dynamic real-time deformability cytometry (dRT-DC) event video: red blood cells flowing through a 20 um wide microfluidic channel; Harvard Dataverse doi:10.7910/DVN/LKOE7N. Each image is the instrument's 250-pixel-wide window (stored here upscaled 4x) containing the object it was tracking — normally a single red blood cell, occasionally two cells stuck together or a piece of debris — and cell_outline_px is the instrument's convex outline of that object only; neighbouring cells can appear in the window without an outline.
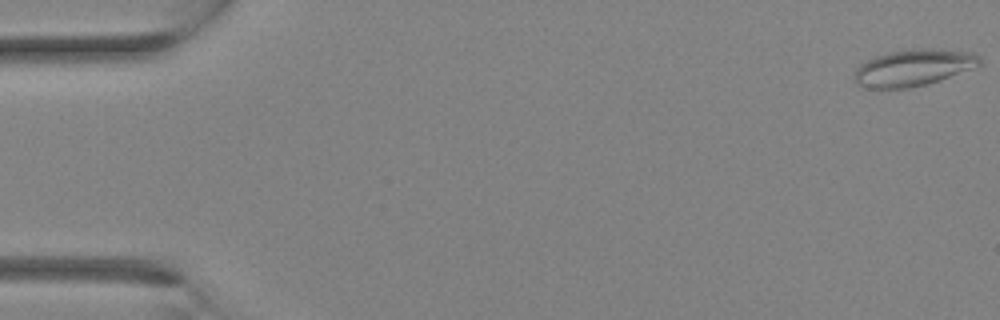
{"species": "Egyptian fruit bat (a non-hibernating species)", "species_latin": "Rousettus aegyptiacus", "temperature_condition": "room temperature", "stored_images_in_passage": 11, "camera_frame_rate_fps": 3000, "um_per_image_px": 0.085, "animal": {"sex": "female"}, "frame": {"image": 1, "passage_image": 1, "time_ms": 0.0, "image_size_px": [1000, 320], "cell_outline_px": [[980, 64], [940, 80], [928, 84], [908, 88], [868, 88], [856, 84], [856, 68], [860, 64], [876, 56], [888, 52], [920, 48], [932, 48], [976, 52], [980, 56]], "centroid_in_image_um": [77.65, 5.74], "position_along_channel_um": 7.3, "area_um2": 26.53}}